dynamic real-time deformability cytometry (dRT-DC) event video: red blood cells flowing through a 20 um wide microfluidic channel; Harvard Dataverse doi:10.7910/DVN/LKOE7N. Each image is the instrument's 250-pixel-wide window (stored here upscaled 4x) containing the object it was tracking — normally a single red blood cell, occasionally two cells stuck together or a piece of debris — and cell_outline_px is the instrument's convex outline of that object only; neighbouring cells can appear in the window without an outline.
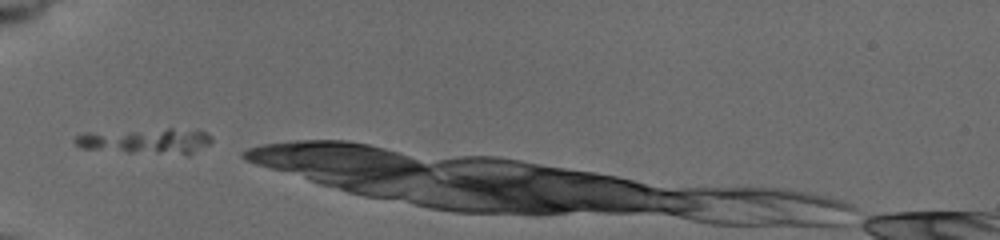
{"species": "common noctule bat (a hibernating species)", "species_latin": "Nyctalus noctula", "temperature_condition": "cold", "stored_images_in_passage": 21, "camera_frame_rate_fps": 3000, "um_per_image_px": 0.085, "animal": {"sex": "female", "body_mass_g": 19.5, "forearm_length_mm": 54.1}, "frame": {"image": 1, "passage_image": 1, "time_ms": 0.0, "image_size_px": [1000, 240], "cell_outline_px": [[212, 140], [208, 144], [188, 156], [128, 152], [80, 148], [72, 140], [76, 136], [84, 132], [168, 128], [200, 128], [212, 136]], "centroid_in_image_um": [12.48, 11.97], "position_along_channel_um": 72.5, "area_um2": 21.21}}